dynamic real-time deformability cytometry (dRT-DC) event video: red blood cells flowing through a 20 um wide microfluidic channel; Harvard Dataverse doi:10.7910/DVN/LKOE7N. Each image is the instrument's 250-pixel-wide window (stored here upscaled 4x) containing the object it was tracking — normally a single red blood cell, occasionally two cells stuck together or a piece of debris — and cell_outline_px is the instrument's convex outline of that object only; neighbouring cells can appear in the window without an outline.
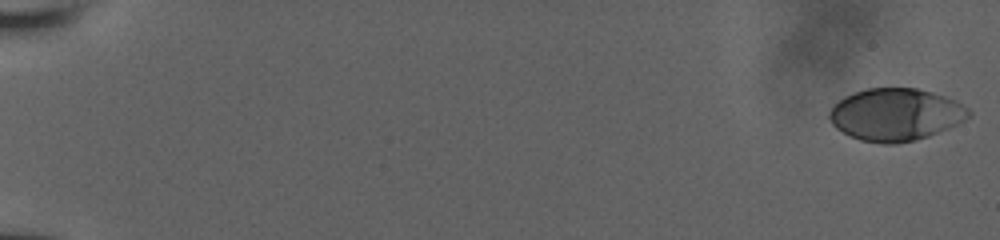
{"species": "human", "species_latin": "Homo sapiens", "temperature_condition": "room temperature", "stored_images_in_passage": 56, "camera_frame_rate_fps": 3000, "um_per_image_px": 0.085, "donor": {"sex": "male"}, "frame": {"image": 1, "passage_image": 1, "time_ms": 0.0, "image_size_px": [1000, 240], "cell_outline_px": [[972, 116], [948, 128], [928, 136], [916, 140], [896, 144], [880, 144], [860, 140], [836, 128], [832, 124], [828, 116], [828, 112], [844, 96], [868, 88], [916, 88], [932, 92], [956, 100], [968, 108], [972, 112]], "centroid_in_image_um": [76.15, 9.74], "position_along_channel_um": 8.9, "area_um2": 42.48}}
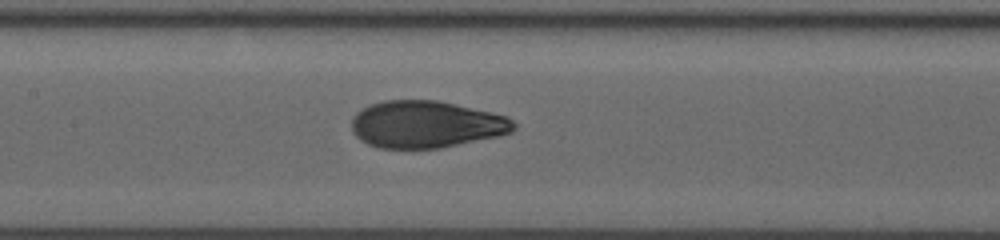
{"frame": {"image": 2, "passage_image": 30, "time_ms": 9.667, "image_size_px": [1000, 240], "cell_outline_px": [[516, 128], [512, 132], [500, 136], [440, 148], [380, 148], [368, 144], [360, 140], [352, 132], [352, 120], [356, 112], [372, 104], [384, 100], [436, 100], [508, 116], [516, 124]], "centroid_in_image_um": [36.23, 10.58], "position_along_channel_um": 171.2, "area_um2": 44.45}}
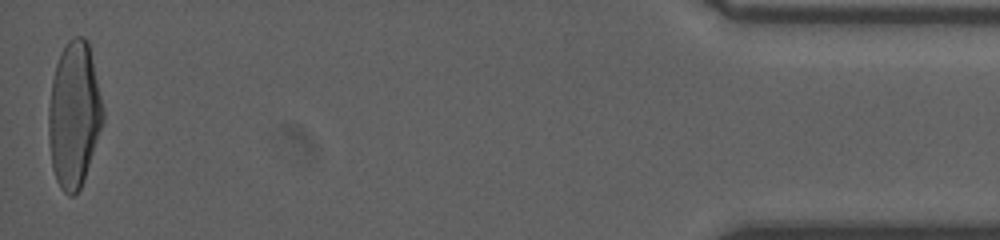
{"frame": {"image": 3, "passage_image": 56, "time_ms": 18.333, "image_size_px": [1000, 240], "cell_outline_px": [[104, 120], [80, 188], [72, 196], [68, 196], [60, 188], [56, 180], [52, 168], [48, 136], [48, 108], [52, 80], [56, 64], [60, 52], [68, 40], [72, 36], [84, 36], [88, 40], [104, 108]], "centroid_in_image_um": [6.28, 9.71], "position_along_channel_um": 428.9, "area_um2": 46.3}, "authors_computed_cell_mechanics": {"area_um2": 43.8702, "velocity_mm_per_s": 3.9021, "shape_relaxation_time_tau1_ms": 5.6989, "shape_relaxation_time_tau2_ms": null, "deformation_change_tau1": 0.2221, "deformation_change_tau2": null}}